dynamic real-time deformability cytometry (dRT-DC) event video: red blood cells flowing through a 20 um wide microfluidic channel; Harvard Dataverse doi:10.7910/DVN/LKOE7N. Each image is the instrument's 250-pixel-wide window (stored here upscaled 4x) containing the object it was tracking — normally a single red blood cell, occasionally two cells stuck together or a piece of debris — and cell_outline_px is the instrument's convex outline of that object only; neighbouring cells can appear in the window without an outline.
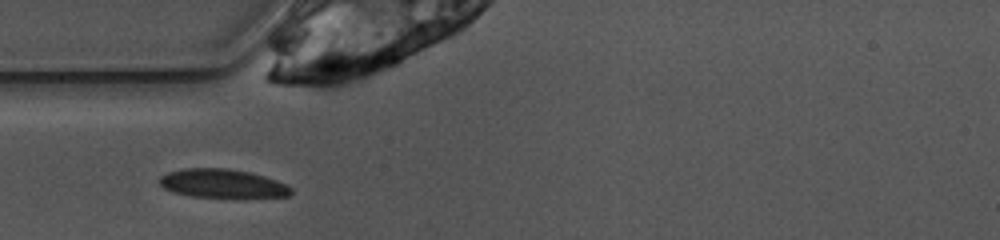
{"species": "common noctule bat (a hibernating species)", "species_latin": "Nyctalus noctula", "temperature_condition": "warm", "stored_images_in_passage": 38, "camera_frame_rate_fps": 3000, "um_per_image_px": 0.085, "animal": {"sex": "female", "body_mass_g": 10.0, "forearm_length_mm": 53.1}, "frame": {"image": 1, "passage_image": 2, "time_ms": 0.333, "image_size_px": [1000, 240], "cell_outline_px": [[292, 192], [288, 196], [240, 200], [192, 196], [172, 192], [164, 188], [160, 184], [160, 176], [168, 172], [184, 168], [228, 168], [248, 172], [264, 176], [288, 184], [292, 188]], "centroid_in_image_um": [18.97, 15.64], "position_along_channel_um": 66.0, "area_um2": 22.95}}
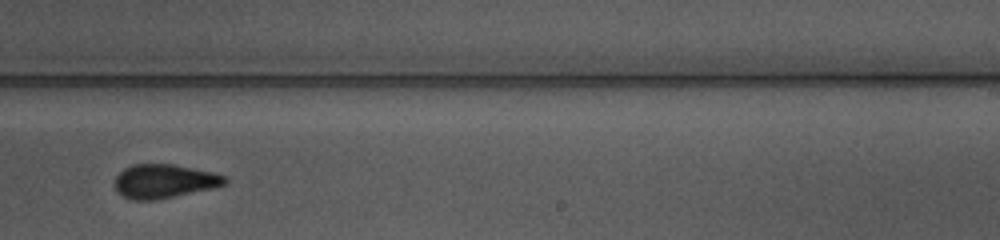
{"frame": {"image": 2, "passage_image": 18, "time_ms": 5.667, "image_size_px": [1000, 240], "cell_outline_px": [[228, 180], [224, 184], [216, 188], [152, 200], [128, 200], [120, 196], [116, 192], [116, 176], [124, 168], [132, 164], [172, 164], [212, 172], [224, 176]], "centroid_in_image_um": [13.92, 15.41], "position_along_channel_um": 275.1, "area_um2": 21.73}}
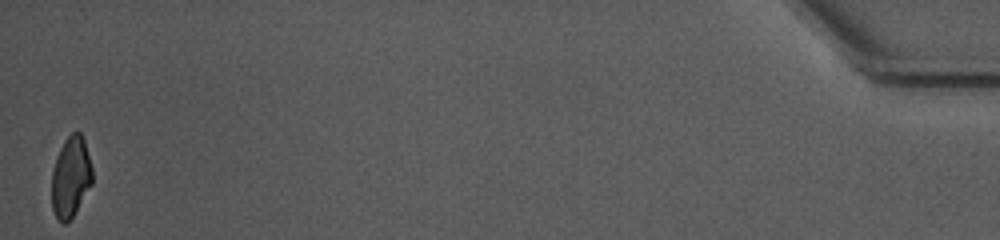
{"frame": {"image": 3, "passage_image": 38, "time_ms": 12.333, "image_size_px": [1000, 240], "cell_outline_px": [[92, 184], [72, 216], [64, 224], [60, 224], [52, 208], [52, 172], [60, 148], [64, 140], [72, 132], [80, 132], [84, 140], [92, 168]], "centroid_in_image_um": [6.01, 15.05], "position_along_channel_um": 429.2, "area_um2": 18.84}, "authors_computed_cell_mechanics": {"area_um2": 21.6461, "velocity_mm_per_s": 3.8991, "shape_relaxation_time_tau1_ms": 6.6647, "shape_relaxation_time_tau2_ms": 2.4432, "deformation_change_tau1": 0.1701, "deformation_change_tau2": 0.082}}